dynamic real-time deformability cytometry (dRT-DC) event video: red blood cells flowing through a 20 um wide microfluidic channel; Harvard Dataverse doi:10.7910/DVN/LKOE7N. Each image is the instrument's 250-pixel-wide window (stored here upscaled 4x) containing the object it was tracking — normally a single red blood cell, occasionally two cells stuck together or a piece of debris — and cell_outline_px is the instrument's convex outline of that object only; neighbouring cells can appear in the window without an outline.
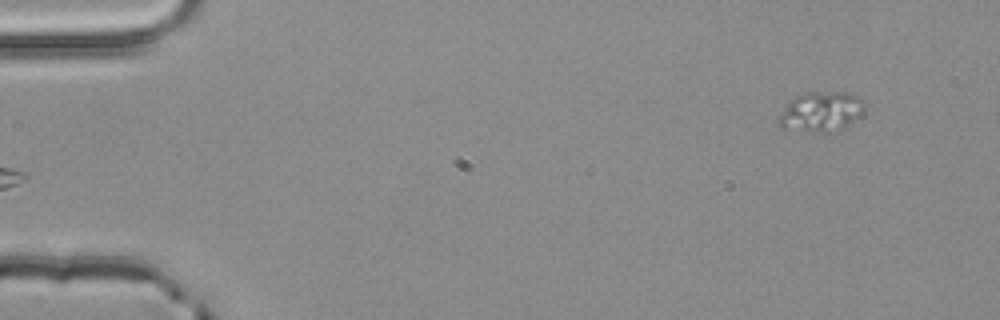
{"species": "common noctule bat (a hibernating species)", "species_latin": "Nyctalus noctula", "temperature_condition": "room temperature", "stored_images_in_passage": 2, "camera_frame_rate_fps": 3000, "um_per_image_px": 0.085, "animal": {"sex": "male", "body_mass_g": 20.4}, "frame": {"image": 1, "passage_image": 2, "time_ms": 0.333, "image_size_px": [1000, 320], "cell_outline_px": [[864, 108], [860, 116], [836, 132], [812, 132], [780, 128], [776, 124], [776, 116], [796, 96], [808, 92], [848, 92], [860, 96], [864, 104]], "centroid_in_image_um": [69.76, 9.5], "position_along_channel_um": 15.2, "area_um2": 20.23}}